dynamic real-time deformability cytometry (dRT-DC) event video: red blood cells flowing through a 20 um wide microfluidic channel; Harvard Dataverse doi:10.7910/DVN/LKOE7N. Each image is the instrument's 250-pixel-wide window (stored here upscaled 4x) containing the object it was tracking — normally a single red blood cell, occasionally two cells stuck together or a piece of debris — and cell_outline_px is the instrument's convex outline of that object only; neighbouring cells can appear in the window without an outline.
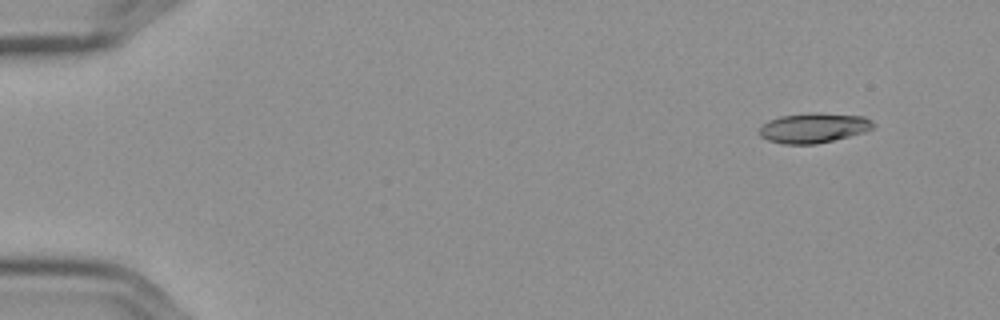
{"species": "Egyptian fruit bat (a non-hibernating species)", "species_latin": "Rousettus aegyptiacus", "temperature_condition": "cold", "stored_images_in_passage": 5, "camera_frame_rate_fps": 3000, "um_per_image_px": 0.085, "frame": {"image": 1, "passage_image": 2, "time_ms": 0.333, "image_size_px": [1000, 320], "cell_outline_px": [[876, 124], [872, 128], [864, 132], [816, 144], [784, 144], [768, 140], [760, 136], [760, 128], [768, 120], [780, 116], [812, 112], [816, 112], [864, 116], [872, 120]], "centroid_in_image_um": [69.17, 10.86], "position_along_channel_um": 15.8, "area_um2": 19.83}}
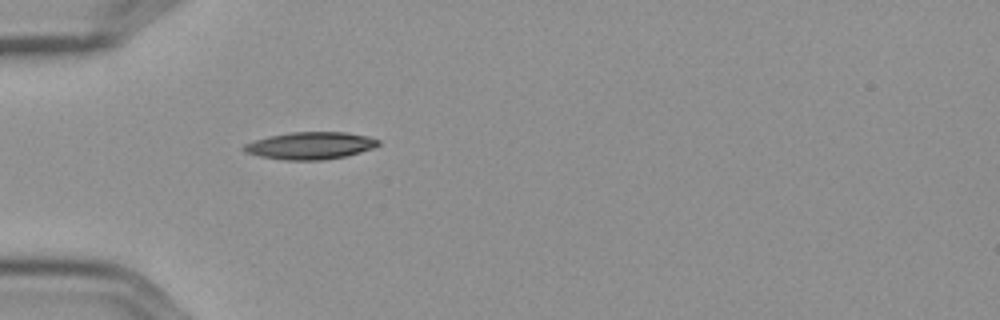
{"frame": {"image": 2, "passage_image": 5, "time_ms": 1.333, "image_size_px": [1000, 320], "cell_outline_px": [[380, 144], [372, 148], [360, 152], [344, 156], [324, 160], [284, 160], [260, 156], [244, 152], [240, 148], [244, 144], [268, 136], [292, 132], [348, 132], [368, 136], [380, 140]], "centroid_in_image_um": [26.36, 12.37], "position_along_channel_um": 58.6, "area_um2": 21.39}}